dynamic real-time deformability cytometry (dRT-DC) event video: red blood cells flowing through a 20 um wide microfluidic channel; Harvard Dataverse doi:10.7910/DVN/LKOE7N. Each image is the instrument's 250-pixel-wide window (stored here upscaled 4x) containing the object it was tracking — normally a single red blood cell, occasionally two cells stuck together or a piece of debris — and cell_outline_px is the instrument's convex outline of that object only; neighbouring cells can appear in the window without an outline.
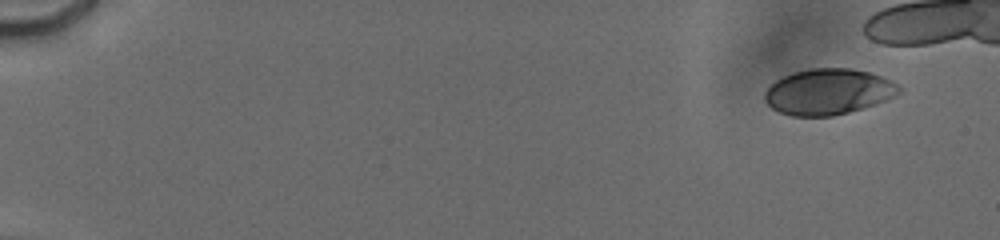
{"species": "human", "species_latin": "Homo sapiens", "temperature_condition": "cold", "stored_images_in_passage": 40, "camera_frame_rate_fps": 3000, "um_per_image_px": 0.085, "donor": {"sex": "male"}, "frame": {"image": 1, "passage_image": 3, "time_ms": 1.0, "image_size_px": [1000, 240], "cell_outline_px": [[900, 92], [876, 104], [848, 112], [832, 116], [792, 116], [780, 112], [772, 108], [764, 100], [764, 92], [776, 80], [792, 72], [808, 68], [852, 68], [868, 72], [880, 76], [896, 84], [900, 88]], "centroid_in_image_um": [70.36, 7.79], "position_along_channel_um": 14.6, "area_um2": 35.6}}
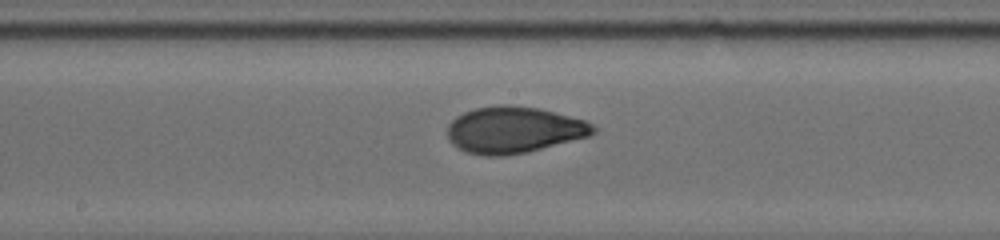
{"frame": {"image": 2, "passage_image": 22, "time_ms": 10.333, "image_size_px": [1000, 240], "cell_outline_px": [[596, 132], [588, 136], [528, 152], [504, 156], [484, 156], [468, 152], [460, 148], [448, 136], [448, 124], [456, 116], [464, 112], [476, 108], [500, 104], [508, 104], [540, 108], [584, 120], [592, 124], [596, 128]], "centroid_in_image_um": [43.69, 11.03], "position_along_channel_um": 204.5, "area_um2": 39.3}}
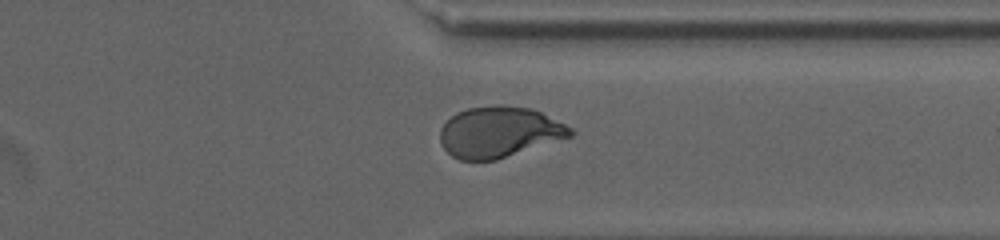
{"frame": {"image": 3, "passage_image": 35, "time_ms": 14.667, "image_size_px": [1000, 240], "cell_outline_px": [[576, 132], [572, 136], [496, 160], [460, 160], [452, 156], [440, 144], [440, 128], [456, 112], [468, 108], [500, 104], [504, 104], [532, 108], [572, 128]], "centroid_in_image_um": [42.42, 11.21], "position_along_channel_um": 369.0, "area_um2": 38.67}, "authors_computed_cell_mechanics": {"area_um2": 38.1769, "velocity_mm_per_s": 3.8015, "shape_relaxation_time_tau1_ms": 5.75, "shape_relaxation_time_tau2_ms": 0.823, "deformation_change_tau1": 0.1802, "deformation_change_tau2": 0.0526}}